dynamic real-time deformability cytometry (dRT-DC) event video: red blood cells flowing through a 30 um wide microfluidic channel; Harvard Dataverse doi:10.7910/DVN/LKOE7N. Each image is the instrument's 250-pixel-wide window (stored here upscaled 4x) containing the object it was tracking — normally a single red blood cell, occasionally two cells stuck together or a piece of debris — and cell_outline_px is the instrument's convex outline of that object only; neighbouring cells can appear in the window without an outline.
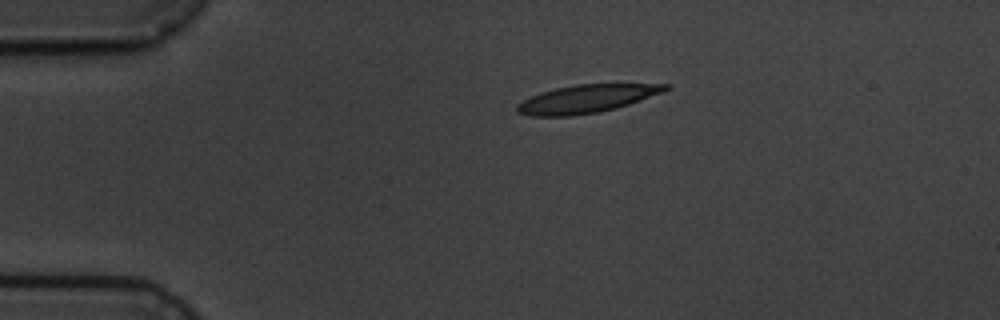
{"species": "common noctule bat (a hibernating species)", "species_latin": "Nyctalus noctula", "temperature_condition": "cold", "stored_images_in_passage": 3, "camera_frame_rate_fps": 3000, "um_per_image_px": 0.085, "animal": {"sex": "male", "body_mass_g": 19.5, "forearm_length_mm": 54.6}, "frame": {"image": 1, "passage_image": 1, "time_ms": 0.0, "image_size_px": [1000, 320], "cell_outline_px": [[672, 88], [664, 92], [616, 108], [600, 112], [572, 116], [532, 116], [516, 112], [516, 104], [540, 92], [556, 88], [576, 84], [672, 84]], "centroid_in_image_um": [49.88, 8.4], "position_along_channel_um": 35.1, "area_um2": 24.28}}
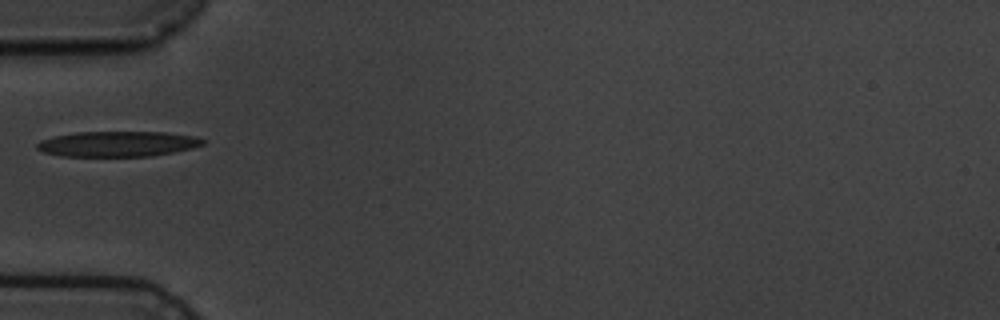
{"frame": {"image": 2, "passage_image": 3, "time_ms": 2.333, "image_size_px": [1000, 320], "cell_outline_px": [[204, 144], [192, 148], [152, 156], [60, 156], [44, 152], [36, 148], [36, 144], [40, 140], [56, 136], [76, 132], [164, 132], [196, 136], [204, 140]], "centroid_in_image_um": [10.0, 12.23], "position_along_channel_um": 75.0, "area_um2": 24.45}}